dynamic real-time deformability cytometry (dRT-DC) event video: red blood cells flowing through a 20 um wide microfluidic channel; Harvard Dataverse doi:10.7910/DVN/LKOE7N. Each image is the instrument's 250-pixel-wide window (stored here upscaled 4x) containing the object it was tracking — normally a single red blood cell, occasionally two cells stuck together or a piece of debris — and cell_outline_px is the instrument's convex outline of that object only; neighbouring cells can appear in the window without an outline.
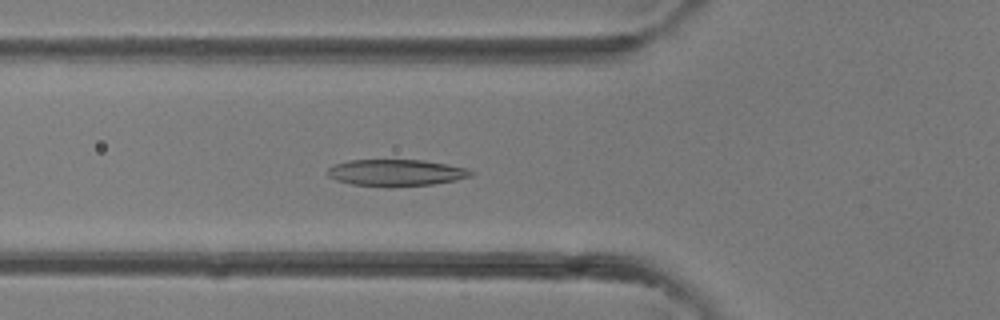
{"species": "common noctule bat (a hibernating species)", "species_latin": "Nyctalus noctula", "temperature_condition": "room temperature", "stored_images_in_passage": 32, "camera_frame_rate_fps": 3000, "um_per_image_px": 0.085, "animal": {"sex": "female"}, "frame": {"image": 1, "passage_image": 7, "time_ms": 2.0, "image_size_px": [1000, 320], "cell_outline_px": [[476, 172], [472, 176], [456, 180], [432, 184], [392, 188], [388, 188], [352, 184], [336, 180], [328, 176], [328, 168], [336, 164], [348, 160], [424, 160], [448, 164], [468, 168]], "centroid_in_image_um": [33.71, 14.69], "position_along_channel_um": 92.1, "area_um2": 22.66}}
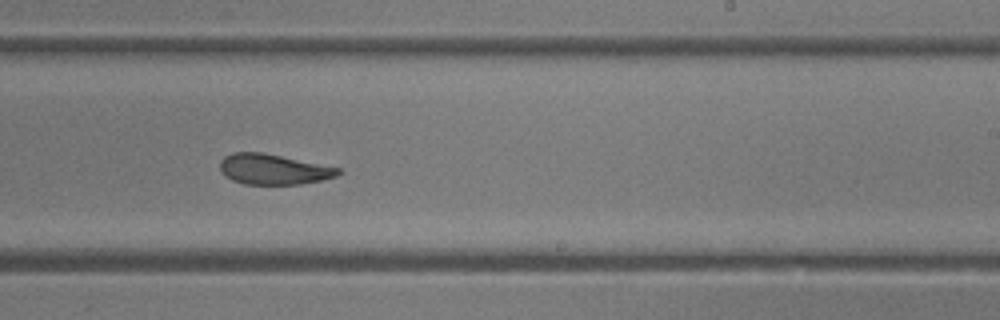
{"frame": {"image": 2, "passage_image": 17, "time_ms": 5.333, "image_size_px": [1000, 320], "cell_outline_px": [[344, 172], [336, 176], [320, 180], [300, 184], [244, 184], [232, 180], [224, 176], [220, 168], [220, 160], [224, 156], [232, 152], [260, 152], [340, 168]], "centroid_in_image_um": [23.21, 14.39], "position_along_channel_um": 265.8, "area_um2": 20.81}}
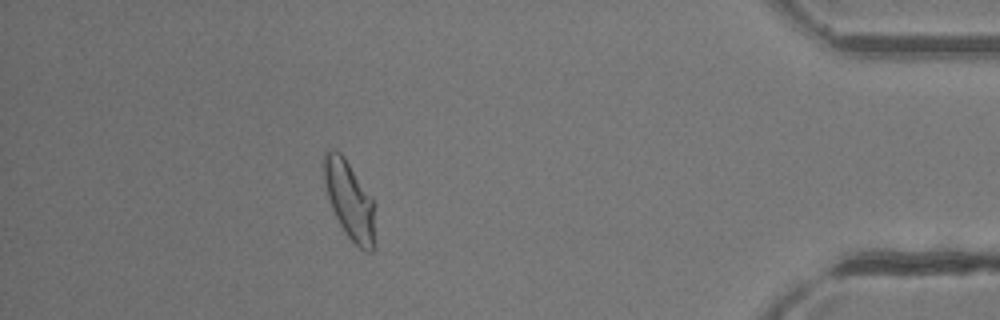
{"frame": {"image": 3, "passage_image": 28, "time_ms": 9.0, "image_size_px": [1000, 320], "cell_outline_px": [[372, 252], [364, 252], [348, 236], [340, 224], [332, 208], [324, 184], [324, 152], [328, 148], [332, 148], [340, 152], [344, 156], [372, 196]], "centroid_in_image_um": [29.65, 16.92], "position_along_channel_um": 405.5, "area_um2": 22.54}}